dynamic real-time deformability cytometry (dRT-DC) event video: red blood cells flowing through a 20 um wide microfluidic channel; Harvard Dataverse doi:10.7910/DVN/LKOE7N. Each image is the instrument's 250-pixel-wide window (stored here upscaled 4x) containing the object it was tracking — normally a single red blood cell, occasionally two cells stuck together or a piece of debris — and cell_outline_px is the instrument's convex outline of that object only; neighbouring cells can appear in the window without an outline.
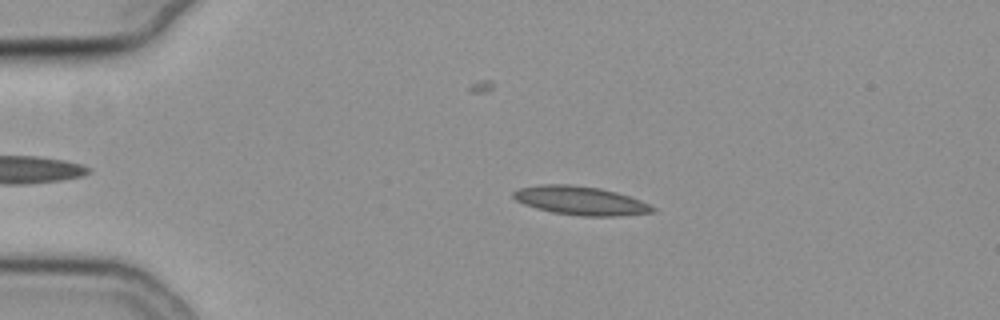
{"species": "common noctule bat (a hibernating species)", "species_latin": "Nyctalus noctula", "temperature_condition": "cold", "stored_images_in_passage": 48, "camera_frame_rate_fps": 3000, "um_per_image_px": 0.085, "animal": {"sex": "female", "body_mass_g": 19.3, "forearm_length_mm": 54.1}, "frame": {"image": 1, "passage_image": 12, "time_ms": 3.667, "image_size_px": [1000, 320], "cell_outline_px": [[656, 212], [620, 216], [584, 216], [552, 212], [536, 208], [524, 204], [516, 200], [512, 196], [512, 192], [520, 188], [540, 184], [572, 184], [600, 188], [616, 192], [640, 200], [656, 208]], "centroid_in_image_um": [49.35, 17.05], "position_along_channel_um": 35.7, "area_um2": 23.29}}
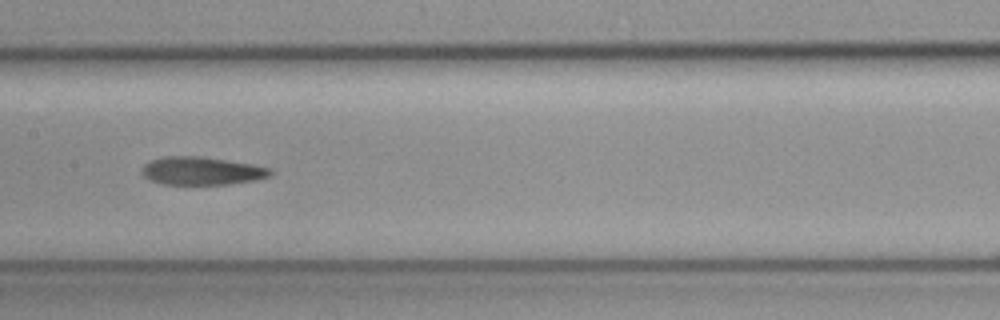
{"frame": {"image": 2, "passage_image": 28, "time_ms": 9.0, "image_size_px": [1000, 320], "cell_outline_px": [[272, 176], [256, 180], [228, 184], [160, 184], [144, 176], [140, 172], [144, 164], [152, 160], [164, 156], [200, 156], [252, 164], [272, 168]], "centroid_in_image_um": [17.16, 14.52], "position_along_channel_um": 190.2, "area_um2": 21.04}}
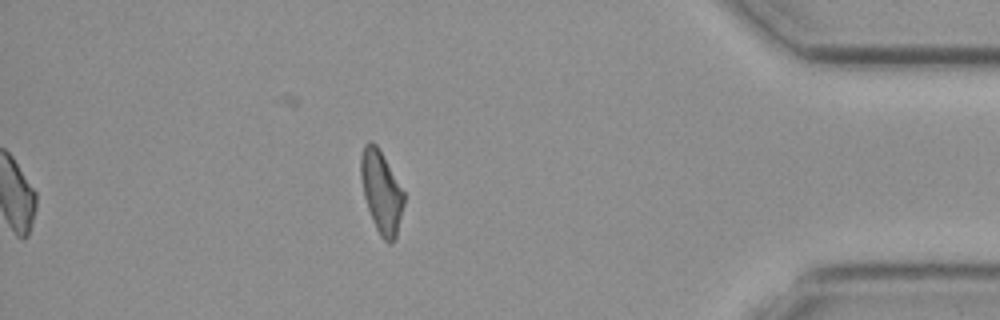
{"frame": {"image": 3, "passage_image": 48, "time_ms": 15.667, "image_size_px": [1000, 320], "cell_outline_px": [[404, 204], [396, 236], [388, 244], [380, 236], [372, 220], [364, 196], [360, 176], [360, 156], [364, 144], [368, 140], [372, 140], [376, 144], [404, 192]], "centroid_in_image_um": [32.39, 16.29], "position_along_channel_um": 402.8, "area_um2": 20.46}, "authors_computed_cell_mechanics": {"area_um2": 21.6172, "velocity_mm_per_s": 3.7934, "shape_relaxation_time_tau1_ms": 10.2624, "shape_relaxation_time_tau2_ms": 11.0232, "deformation_change_tau1": 0.174, "deformation_change_tau2": 0.206}}